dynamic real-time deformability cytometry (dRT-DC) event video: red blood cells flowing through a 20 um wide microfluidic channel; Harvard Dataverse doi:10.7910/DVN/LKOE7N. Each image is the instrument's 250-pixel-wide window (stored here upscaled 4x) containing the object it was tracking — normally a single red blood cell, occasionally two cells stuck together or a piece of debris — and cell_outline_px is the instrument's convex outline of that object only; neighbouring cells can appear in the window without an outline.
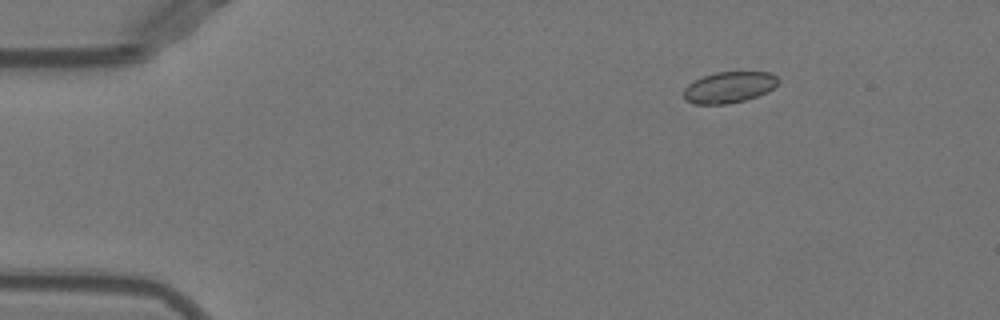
{"species": "Egyptian fruit bat (a non-hibernating species)", "species_latin": "Rousettus aegyptiacus", "temperature_condition": "warm", "stored_images_in_passage": 9, "camera_frame_rate_fps": 3000, "um_per_image_px": 0.085, "animal": {"sex": "female"}, "frame": {"image": 1, "passage_image": 1, "time_ms": 0.0, "image_size_px": [1000, 320], "cell_outline_px": [[776, 84], [768, 92], [744, 100], [728, 104], [696, 104], [684, 100], [684, 88], [688, 84], [704, 76], [716, 72], [772, 72], [776, 76]], "centroid_in_image_um": [61.95, 7.42], "position_along_channel_um": 23.1, "area_um2": 16.99}}
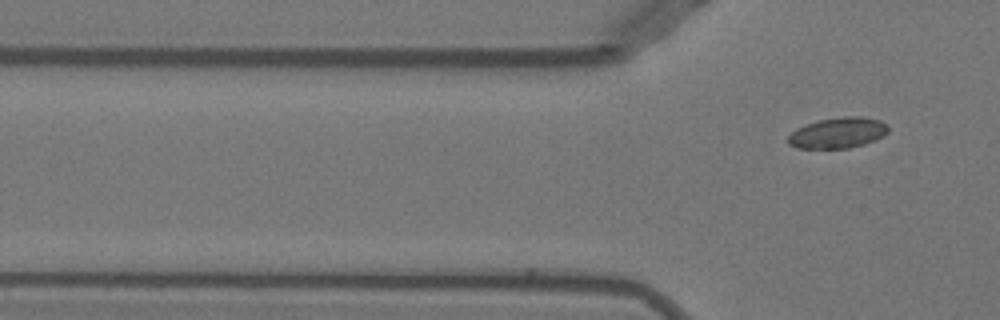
{"frame": {"image": 2, "passage_image": 9, "time_ms": 2.667, "image_size_px": [1000, 320], "cell_outline_px": [[888, 132], [884, 136], [864, 144], [848, 148], [796, 148], [788, 144], [788, 136], [796, 128], [820, 120], [844, 116], [860, 116], [880, 120], [888, 124]], "centroid_in_image_um": [71.24, 11.29], "position_along_channel_um": 54.6, "area_um2": 17.92}}